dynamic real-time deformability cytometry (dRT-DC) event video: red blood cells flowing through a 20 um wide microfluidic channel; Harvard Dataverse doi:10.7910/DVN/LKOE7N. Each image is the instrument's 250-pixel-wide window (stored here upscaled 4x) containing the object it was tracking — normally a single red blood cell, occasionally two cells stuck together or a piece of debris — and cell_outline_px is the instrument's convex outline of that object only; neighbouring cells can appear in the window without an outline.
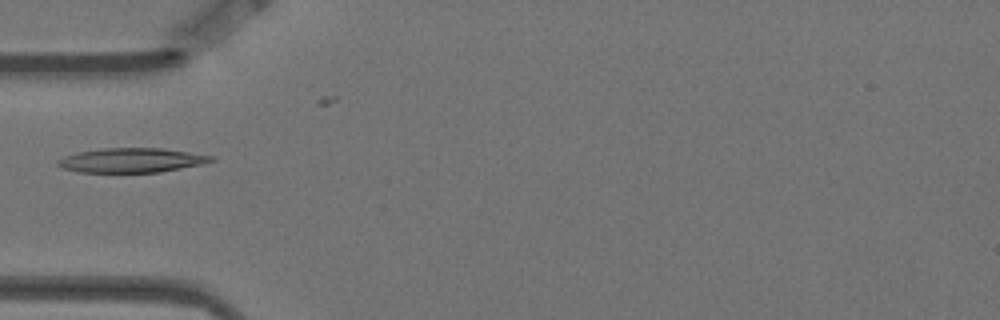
{"species": "Egyptian fruit bat (a non-hibernating species)", "species_latin": "Rousettus aegyptiacus", "temperature_condition": "warm", "stored_images_in_passage": 4, "camera_frame_rate_fps": 3000, "um_per_image_px": 0.085, "animal": {"sex": "female"}, "frame": {"image": 1, "passage_image": 4, "time_ms": 1.0, "image_size_px": [1000, 320], "cell_outline_px": [[216, 160], [200, 164], [160, 172], [80, 172], [64, 168], [56, 164], [56, 160], [64, 156], [80, 152], [100, 148], [164, 148], [216, 156]], "centroid_in_image_um": [11.2, 13.61], "position_along_channel_um": 73.8, "area_um2": 21.79}}